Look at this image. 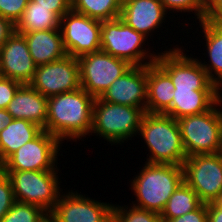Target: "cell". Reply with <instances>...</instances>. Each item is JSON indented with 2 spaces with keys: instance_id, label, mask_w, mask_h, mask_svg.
I'll list each match as a JSON object with an SVG mask.
<instances>
[{
  "instance_id": "obj_1",
  "label": "cell",
  "mask_w": 222,
  "mask_h": 222,
  "mask_svg": "<svg viewBox=\"0 0 222 222\" xmlns=\"http://www.w3.org/2000/svg\"><path fill=\"white\" fill-rule=\"evenodd\" d=\"M95 98L83 88L48 98L46 131L61 142L90 135Z\"/></svg>"
},
{
  "instance_id": "obj_2",
  "label": "cell",
  "mask_w": 222,
  "mask_h": 222,
  "mask_svg": "<svg viewBox=\"0 0 222 222\" xmlns=\"http://www.w3.org/2000/svg\"><path fill=\"white\" fill-rule=\"evenodd\" d=\"M138 135L150 152L147 163L182 166L187 158L178 121L171 116L145 112Z\"/></svg>"
},
{
  "instance_id": "obj_3",
  "label": "cell",
  "mask_w": 222,
  "mask_h": 222,
  "mask_svg": "<svg viewBox=\"0 0 222 222\" xmlns=\"http://www.w3.org/2000/svg\"><path fill=\"white\" fill-rule=\"evenodd\" d=\"M145 163L131 181V190L137 197L132 204L161 214L170 196L184 181L183 168L179 165Z\"/></svg>"
},
{
  "instance_id": "obj_4",
  "label": "cell",
  "mask_w": 222,
  "mask_h": 222,
  "mask_svg": "<svg viewBox=\"0 0 222 222\" xmlns=\"http://www.w3.org/2000/svg\"><path fill=\"white\" fill-rule=\"evenodd\" d=\"M144 114L141 108L113 104L97 97L93 106L90 135L96 133L111 145H120L137 135Z\"/></svg>"
},
{
  "instance_id": "obj_5",
  "label": "cell",
  "mask_w": 222,
  "mask_h": 222,
  "mask_svg": "<svg viewBox=\"0 0 222 222\" xmlns=\"http://www.w3.org/2000/svg\"><path fill=\"white\" fill-rule=\"evenodd\" d=\"M221 103L222 96L210 110L177 119L187 157L222 152Z\"/></svg>"
},
{
  "instance_id": "obj_6",
  "label": "cell",
  "mask_w": 222,
  "mask_h": 222,
  "mask_svg": "<svg viewBox=\"0 0 222 222\" xmlns=\"http://www.w3.org/2000/svg\"><path fill=\"white\" fill-rule=\"evenodd\" d=\"M146 40L147 37L120 18L101 21V50L132 66H147L156 62L158 53H151L149 48H143Z\"/></svg>"
},
{
  "instance_id": "obj_7",
  "label": "cell",
  "mask_w": 222,
  "mask_h": 222,
  "mask_svg": "<svg viewBox=\"0 0 222 222\" xmlns=\"http://www.w3.org/2000/svg\"><path fill=\"white\" fill-rule=\"evenodd\" d=\"M59 170L3 171L9 177L15 200L34 204L50 213L63 190L60 189Z\"/></svg>"
},
{
  "instance_id": "obj_8",
  "label": "cell",
  "mask_w": 222,
  "mask_h": 222,
  "mask_svg": "<svg viewBox=\"0 0 222 222\" xmlns=\"http://www.w3.org/2000/svg\"><path fill=\"white\" fill-rule=\"evenodd\" d=\"M182 168L184 182L203 203L222 199V152L189 156Z\"/></svg>"
},
{
  "instance_id": "obj_9",
  "label": "cell",
  "mask_w": 222,
  "mask_h": 222,
  "mask_svg": "<svg viewBox=\"0 0 222 222\" xmlns=\"http://www.w3.org/2000/svg\"><path fill=\"white\" fill-rule=\"evenodd\" d=\"M77 59L81 88L94 98L100 97L114 80L132 67L127 61L102 50L82 55Z\"/></svg>"
},
{
  "instance_id": "obj_10",
  "label": "cell",
  "mask_w": 222,
  "mask_h": 222,
  "mask_svg": "<svg viewBox=\"0 0 222 222\" xmlns=\"http://www.w3.org/2000/svg\"><path fill=\"white\" fill-rule=\"evenodd\" d=\"M61 142L57 137L42 130L33 140L15 151L1 166L2 171H45L57 168Z\"/></svg>"
},
{
  "instance_id": "obj_11",
  "label": "cell",
  "mask_w": 222,
  "mask_h": 222,
  "mask_svg": "<svg viewBox=\"0 0 222 222\" xmlns=\"http://www.w3.org/2000/svg\"><path fill=\"white\" fill-rule=\"evenodd\" d=\"M180 47L158 52L156 64L171 78L174 89L220 90L209 78L200 60Z\"/></svg>"
},
{
  "instance_id": "obj_12",
  "label": "cell",
  "mask_w": 222,
  "mask_h": 222,
  "mask_svg": "<svg viewBox=\"0 0 222 222\" xmlns=\"http://www.w3.org/2000/svg\"><path fill=\"white\" fill-rule=\"evenodd\" d=\"M60 30L67 55L78 58L101 50V21L72 10L60 19Z\"/></svg>"
},
{
  "instance_id": "obj_13",
  "label": "cell",
  "mask_w": 222,
  "mask_h": 222,
  "mask_svg": "<svg viewBox=\"0 0 222 222\" xmlns=\"http://www.w3.org/2000/svg\"><path fill=\"white\" fill-rule=\"evenodd\" d=\"M29 84L47 98L78 90L81 88L78 59L66 55L60 60L37 66Z\"/></svg>"
},
{
  "instance_id": "obj_14",
  "label": "cell",
  "mask_w": 222,
  "mask_h": 222,
  "mask_svg": "<svg viewBox=\"0 0 222 222\" xmlns=\"http://www.w3.org/2000/svg\"><path fill=\"white\" fill-rule=\"evenodd\" d=\"M113 205L71 190L61 193L49 214L57 222H112Z\"/></svg>"
},
{
  "instance_id": "obj_15",
  "label": "cell",
  "mask_w": 222,
  "mask_h": 222,
  "mask_svg": "<svg viewBox=\"0 0 222 222\" xmlns=\"http://www.w3.org/2000/svg\"><path fill=\"white\" fill-rule=\"evenodd\" d=\"M36 68L24 35L15 31L0 48V76L29 84Z\"/></svg>"
},
{
  "instance_id": "obj_16",
  "label": "cell",
  "mask_w": 222,
  "mask_h": 222,
  "mask_svg": "<svg viewBox=\"0 0 222 222\" xmlns=\"http://www.w3.org/2000/svg\"><path fill=\"white\" fill-rule=\"evenodd\" d=\"M113 104L129 105L146 112L147 66H132L99 97Z\"/></svg>"
},
{
  "instance_id": "obj_17",
  "label": "cell",
  "mask_w": 222,
  "mask_h": 222,
  "mask_svg": "<svg viewBox=\"0 0 222 222\" xmlns=\"http://www.w3.org/2000/svg\"><path fill=\"white\" fill-rule=\"evenodd\" d=\"M167 14L160 0H126L121 5L120 19L148 38L165 23Z\"/></svg>"
},
{
  "instance_id": "obj_18",
  "label": "cell",
  "mask_w": 222,
  "mask_h": 222,
  "mask_svg": "<svg viewBox=\"0 0 222 222\" xmlns=\"http://www.w3.org/2000/svg\"><path fill=\"white\" fill-rule=\"evenodd\" d=\"M48 98L35 90L30 84H22L7 111L13 119L30 121L46 131Z\"/></svg>"
},
{
  "instance_id": "obj_19",
  "label": "cell",
  "mask_w": 222,
  "mask_h": 222,
  "mask_svg": "<svg viewBox=\"0 0 222 222\" xmlns=\"http://www.w3.org/2000/svg\"><path fill=\"white\" fill-rule=\"evenodd\" d=\"M219 90L174 89L171 107L164 113L174 119L210 110L221 98Z\"/></svg>"
},
{
  "instance_id": "obj_20",
  "label": "cell",
  "mask_w": 222,
  "mask_h": 222,
  "mask_svg": "<svg viewBox=\"0 0 222 222\" xmlns=\"http://www.w3.org/2000/svg\"><path fill=\"white\" fill-rule=\"evenodd\" d=\"M21 34L24 35L37 66L60 60L67 55L60 28Z\"/></svg>"
},
{
  "instance_id": "obj_21",
  "label": "cell",
  "mask_w": 222,
  "mask_h": 222,
  "mask_svg": "<svg viewBox=\"0 0 222 222\" xmlns=\"http://www.w3.org/2000/svg\"><path fill=\"white\" fill-rule=\"evenodd\" d=\"M174 85L171 78L156 64L147 65V113L164 114L172 104Z\"/></svg>"
},
{
  "instance_id": "obj_22",
  "label": "cell",
  "mask_w": 222,
  "mask_h": 222,
  "mask_svg": "<svg viewBox=\"0 0 222 222\" xmlns=\"http://www.w3.org/2000/svg\"><path fill=\"white\" fill-rule=\"evenodd\" d=\"M199 26L204 33L209 63L200 61L201 66L206 70L210 80L222 90V21L202 20ZM214 72V74H213Z\"/></svg>"
},
{
  "instance_id": "obj_23",
  "label": "cell",
  "mask_w": 222,
  "mask_h": 222,
  "mask_svg": "<svg viewBox=\"0 0 222 222\" xmlns=\"http://www.w3.org/2000/svg\"><path fill=\"white\" fill-rule=\"evenodd\" d=\"M42 130L41 127L30 121L13 119L6 128L0 131V166Z\"/></svg>"
},
{
  "instance_id": "obj_24",
  "label": "cell",
  "mask_w": 222,
  "mask_h": 222,
  "mask_svg": "<svg viewBox=\"0 0 222 222\" xmlns=\"http://www.w3.org/2000/svg\"><path fill=\"white\" fill-rule=\"evenodd\" d=\"M58 28H60V18L49 8L37 6V3L31 0H29L21 19L15 25V31L18 33Z\"/></svg>"
},
{
  "instance_id": "obj_25",
  "label": "cell",
  "mask_w": 222,
  "mask_h": 222,
  "mask_svg": "<svg viewBox=\"0 0 222 222\" xmlns=\"http://www.w3.org/2000/svg\"><path fill=\"white\" fill-rule=\"evenodd\" d=\"M202 203L197 193L183 181L168 199L160 214L161 221L167 222L170 219L183 216L196 210Z\"/></svg>"
},
{
  "instance_id": "obj_26",
  "label": "cell",
  "mask_w": 222,
  "mask_h": 222,
  "mask_svg": "<svg viewBox=\"0 0 222 222\" xmlns=\"http://www.w3.org/2000/svg\"><path fill=\"white\" fill-rule=\"evenodd\" d=\"M119 0H71V10L100 21L120 18Z\"/></svg>"
},
{
  "instance_id": "obj_27",
  "label": "cell",
  "mask_w": 222,
  "mask_h": 222,
  "mask_svg": "<svg viewBox=\"0 0 222 222\" xmlns=\"http://www.w3.org/2000/svg\"><path fill=\"white\" fill-rule=\"evenodd\" d=\"M48 214L40 206L16 201L0 222H42Z\"/></svg>"
},
{
  "instance_id": "obj_28",
  "label": "cell",
  "mask_w": 222,
  "mask_h": 222,
  "mask_svg": "<svg viewBox=\"0 0 222 222\" xmlns=\"http://www.w3.org/2000/svg\"><path fill=\"white\" fill-rule=\"evenodd\" d=\"M131 207L113 205L112 222H162L159 213L133 205Z\"/></svg>"
},
{
  "instance_id": "obj_29",
  "label": "cell",
  "mask_w": 222,
  "mask_h": 222,
  "mask_svg": "<svg viewBox=\"0 0 222 222\" xmlns=\"http://www.w3.org/2000/svg\"><path fill=\"white\" fill-rule=\"evenodd\" d=\"M166 11L193 12L199 22L204 20L206 7L199 0H160Z\"/></svg>"
},
{
  "instance_id": "obj_30",
  "label": "cell",
  "mask_w": 222,
  "mask_h": 222,
  "mask_svg": "<svg viewBox=\"0 0 222 222\" xmlns=\"http://www.w3.org/2000/svg\"><path fill=\"white\" fill-rule=\"evenodd\" d=\"M28 3L29 0H0V16L16 25Z\"/></svg>"
},
{
  "instance_id": "obj_31",
  "label": "cell",
  "mask_w": 222,
  "mask_h": 222,
  "mask_svg": "<svg viewBox=\"0 0 222 222\" xmlns=\"http://www.w3.org/2000/svg\"><path fill=\"white\" fill-rule=\"evenodd\" d=\"M15 202L11 181L7 174L0 169V220Z\"/></svg>"
},
{
  "instance_id": "obj_32",
  "label": "cell",
  "mask_w": 222,
  "mask_h": 222,
  "mask_svg": "<svg viewBox=\"0 0 222 222\" xmlns=\"http://www.w3.org/2000/svg\"><path fill=\"white\" fill-rule=\"evenodd\" d=\"M22 83L0 76V109H7Z\"/></svg>"
},
{
  "instance_id": "obj_33",
  "label": "cell",
  "mask_w": 222,
  "mask_h": 222,
  "mask_svg": "<svg viewBox=\"0 0 222 222\" xmlns=\"http://www.w3.org/2000/svg\"><path fill=\"white\" fill-rule=\"evenodd\" d=\"M37 6H43L53 11L60 19L71 10V0H31Z\"/></svg>"
},
{
  "instance_id": "obj_34",
  "label": "cell",
  "mask_w": 222,
  "mask_h": 222,
  "mask_svg": "<svg viewBox=\"0 0 222 222\" xmlns=\"http://www.w3.org/2000/svg\"><path fill=\"white\" fill-rule=\"evenodd\" d=\"M167 222H207V203H202L196 210Z\"/></svg>"
},
{
  "instance_id": "obj_35",
  "label": "cell",
  "mask_w": 222,
  "mask_h": 222,
  "mask_svg": "<svg viewBox=\"0 0 222 222\" xmlns=\"http://www.w3.org/2000/svg\"><path fill=\"white\" fill-rule=\"evenodd\" d=\"M204 19L222 21V0H212L206 7Z\"/></svg>"
},
{
  "instance_id": "obj_36",
  "label": "cell",
  "mask_w": 222,
  "mask_h": 222,
  "mask_svg": "<svg viewBox=\"0 0 222 222\" xmlns=\"http://www.w3.org/2000/svg\"><path fill=\"white\" fill-rule=\"evenodd\" d=\"M15 32V25L8 19L0 16V48Z\"/></svg>"
},
{
  "instance_id": "obj_37",
  "label": "cell",
  "mask_w": 222,
  "mask_h": 222,
  "mask_svg": "<svg viewBox=\"0 0 222 222\" xmlns=\"http://www.w3.org/2000/svg\"><path fill=\"white\" fill-rule=\"evenodd\" d=\"M207 222H222V203H207Z\"/></svg>"
},
{
  "instance_id": "obj_38",
  "label": "cell",
  "mask_w": 222,
  "mask_h": 222,
  "mask_svg": "<svg viewBox=\"0 0 222 222\" xmlns=\"http://www.w3.org/2000/svg\"><path fill=\"white\" fill-rule=\"evenodd\" d=\"M13 120V117L8 113L7 109H0V131L6 128Z\"/></svg>"
},
{
  "instance_id": "obj_39",
  "label": "cell",
  "mask_w": 222,
  "mask_h": 222,
  "mask_svg": "<svg viewBox=\"0 0 222 222\" xmlns=\"http://www.w3.org/2000/svg\"><path fill=\"white\" fill-rule=\"evenodd\" d=\"M42 222H57L50 214Z\"/></svg>"
},
{
  "instance_id": "obj_40",
  "label": "cell",
  "mask_w": 222,
  "mask_h": 222,
  "mask_svg": "<svg viewBox=\"0 0 222 222\" xmlns=\"http://www.w3.org/2000/svg\"><path fill=\"white\" fill-rule=\"evenodd\" d=\"M205 7H207L211 2L212 0H199Z\"/></svg>"
},
{
  "instance_id": "obj_41",
  "label": "cell",
  "mask_w": 222,
  "mask_h": 222,
  "mask_svg": "<svg viewBox=\"0 0 222 222\" xmlns=\"http://www.w3.org/2000/svg\"><path fill=\"white\" fill-rule=\"evenodd\" d=\"M221 137H222V110H221Z\"/></svg>"
}]
</instances>
